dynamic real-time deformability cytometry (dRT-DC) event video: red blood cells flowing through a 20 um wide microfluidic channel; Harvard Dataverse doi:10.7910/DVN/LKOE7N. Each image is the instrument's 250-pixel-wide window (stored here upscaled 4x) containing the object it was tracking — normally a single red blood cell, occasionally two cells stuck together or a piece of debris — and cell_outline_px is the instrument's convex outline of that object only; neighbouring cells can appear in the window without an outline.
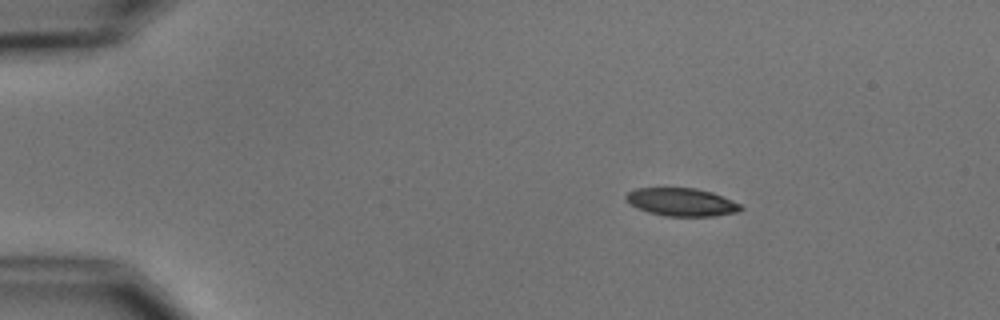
{"species": "common noctule bat (a hibernating species)", "species_latin": "Nyctalus noctula", "temperature_condition": "cold", "stored_images_in_passage": 4, "segment_of_instrument_passage": [1, 2], "camera_frame_rate_fps": 3000, "um_per_image_px": 0.085, "animal": {"sex": "male", "body_mass_g": 15.6}, "frame": {"image": 1, "passage_image": 1, "time_ms": 0.0, "image_size_px": [1000, 320], "cell_outline_px": [[744, 208], [736, 212], [712, 216], [668, 216], [648, 212], [632, 204], [624, 196], [628, 192], [636, 188], [696, 188], [712, 192], [732, 200], [740, 204]], "centroid_in_image_um": [57.96, 17.17], "position_along_channel_um": 27.0, "area_um2": 18.44}}